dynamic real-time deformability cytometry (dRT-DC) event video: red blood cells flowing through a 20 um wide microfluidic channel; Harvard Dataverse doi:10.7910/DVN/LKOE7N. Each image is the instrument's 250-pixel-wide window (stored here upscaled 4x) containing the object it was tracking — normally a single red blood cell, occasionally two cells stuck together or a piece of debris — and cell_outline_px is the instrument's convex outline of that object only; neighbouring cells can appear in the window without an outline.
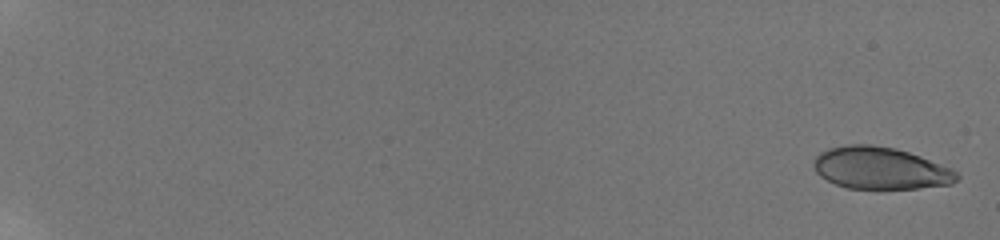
{"species": "human", "species_latin": "Homo sapiens", "temperature_condition": "room temperature", "stored_images_in_passage": 11, "camera_frame_rate_fps": 3000, "um_per_image_px": 0.085, "donor": {"sex": "male"}, "frame": {"image": 1, "passage_image": 1, "time_ms": 0.0, "image_size_px": [1000, 240], "cell_outline_px": [[960, 176], [952, 184], [920, 188], [848, 188], [836, 184], [820, 176], [816, 172], [812, 164], [812, 160], [820, 152], [828, 148], [848, 144], [872, 144], [896, 148], [920, 156], [952, 168]], "centroid_in_image_um": [74.82, 14.28], "position_along_channel_um": 10.2, "area_um2": 35.2}}
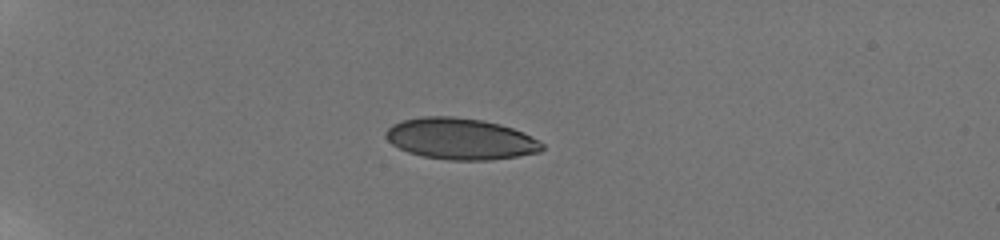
{"frame": {"image": 2, "passage_image": 6, "time_ms": 5.667, "image_size_px": [1000, 240], "cell_outline_px": [[544, 148], [540, 152], [492, 160], [448, 160], [424, 156], [408, 152], [392, 144], [384, 136], [384, 132], [392, 124], [404, 120], [420, 116], [452, 116], [484, 120], [500, 124], [524, 132], [544, 144]], "centroid_in_image_um": [39.14, 11.79], "position_along_channel_um": 45.9, "area_um2": 37.74}}